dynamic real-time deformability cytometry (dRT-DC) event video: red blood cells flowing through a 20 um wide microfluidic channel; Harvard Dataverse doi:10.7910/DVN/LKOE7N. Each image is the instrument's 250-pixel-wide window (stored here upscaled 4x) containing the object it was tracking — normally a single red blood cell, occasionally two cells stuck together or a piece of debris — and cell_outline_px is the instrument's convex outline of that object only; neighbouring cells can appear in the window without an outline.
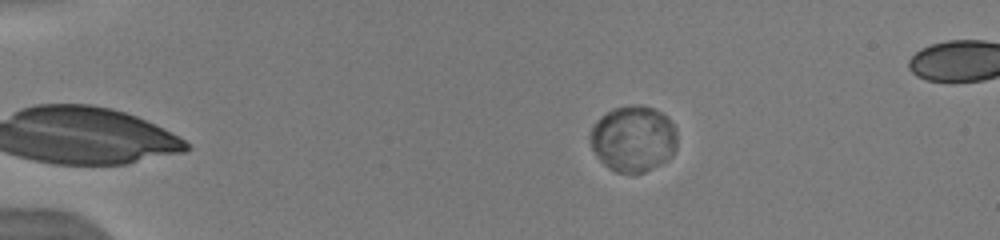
{"species": "human", "species_latin": "Homo sapiens", "temperature_condition": "warm", "stored_images_in_passage": 2, "camera_frame_rate_fps": 3000, "um_per_image_px": 0.085, "donor": {"sex": "male"}, "frame": {"image": 1, "passage_image": 2, "time_ms": 1.0, "image_size_px": [1000, 240], "cell_outline_px": [[676, 152], [668, 160], [644, 172], [616, 172], [608, 168], [596, 156], [592, 148], [588, 136], [596, 120], [600, 116], [612, 108], [632, 104], [640, 104], [652, 108], [660, 112], [676, 128]], "centroid_in_image_um": [53.81, 11.78], "position_along_channel_um": 31.2, "area_um2": 33.7}}